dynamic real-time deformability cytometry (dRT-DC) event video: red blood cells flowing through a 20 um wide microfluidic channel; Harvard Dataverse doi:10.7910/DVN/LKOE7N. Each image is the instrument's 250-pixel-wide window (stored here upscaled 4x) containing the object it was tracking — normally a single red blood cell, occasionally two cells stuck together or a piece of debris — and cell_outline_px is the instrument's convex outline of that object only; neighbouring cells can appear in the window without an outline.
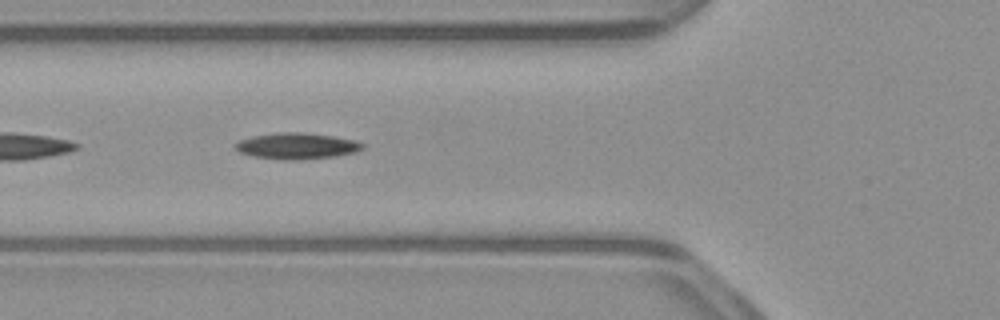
{"species": "common noctule bat (a hibernating species)", "species_latin": "Nyctalus noctula", "temperature_condition": "warm", "stored_images_in_passage": 12, "camera_frame_rate_fps": 3000, "um_per_image_px": 0.085, "animal": {"sex": "male", "body_mass_g": 23.1, "forearm_length_mm": 52.7}, "frame": {"image": 1, "passage_image": 4, "time_ms": 1.0, "image_size_px": [1000, 320], "cell_outline_px": [[364, 148], [356, 152], [336, 156], [296, 160], [280, 160], [256, 156], [240, 152], [236, 148], [236, 144], [240, 140], [252, 136], [276, 132], [304, 132], [332, 136], [356, 140], [364, 144]], "centroid_in_image_um": [25.27, 12.4], "position_along_channel_um": 100.5, "area_um2": 19.36}}
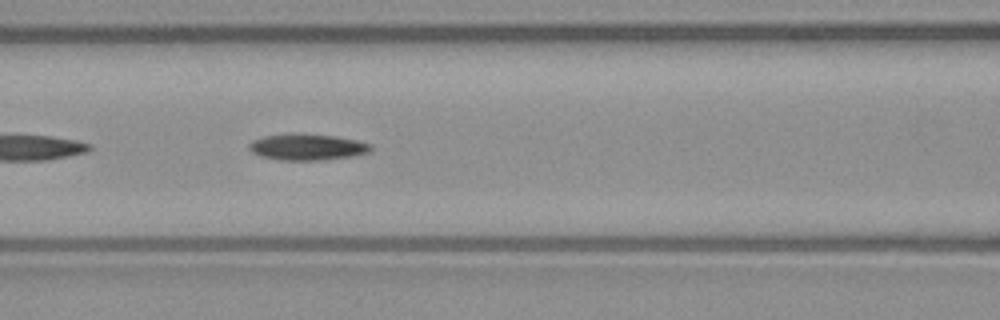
{"frame": {"image": 2, "passage_image": 7, "time_ms": 2.0, "image_size_px": [1000, 320], "cell_outline_px": [[372, 148], [368, 152], [352, 156], [320, 160], [280, 160], [260, 156], [252, 152], [248, 148], [248, 144], [252, 140], [264, 136], [292, 132], [336, 136], [356, 140], [372, 144]], "centroid_in_image_um": [26.07, 12.48], "position_along_channel_um": 140.5, "area_um2": 18.84}}
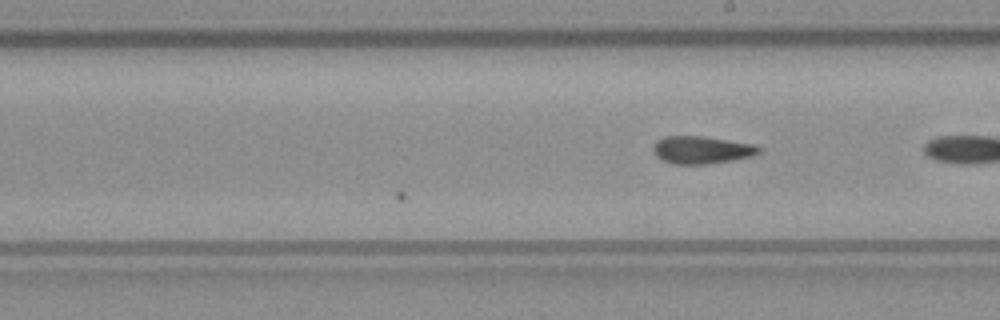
{"frame": {"image": 3, "passage_image": 12, "time_ms": 3.667, "image_size_px": [1000, 320], "cell_outline_px": [[760, 152], [752, 156], [732, 160], [704, 164], [672, 164], [656, 156], [652, 148], [656, 140], [664, 136], [700, 136], [756, 144], [760, 148]], "centroid_in_image_um": [59.62, 12.73], "position_along_channel_um": 229.4, "area_um2": 16.94}}